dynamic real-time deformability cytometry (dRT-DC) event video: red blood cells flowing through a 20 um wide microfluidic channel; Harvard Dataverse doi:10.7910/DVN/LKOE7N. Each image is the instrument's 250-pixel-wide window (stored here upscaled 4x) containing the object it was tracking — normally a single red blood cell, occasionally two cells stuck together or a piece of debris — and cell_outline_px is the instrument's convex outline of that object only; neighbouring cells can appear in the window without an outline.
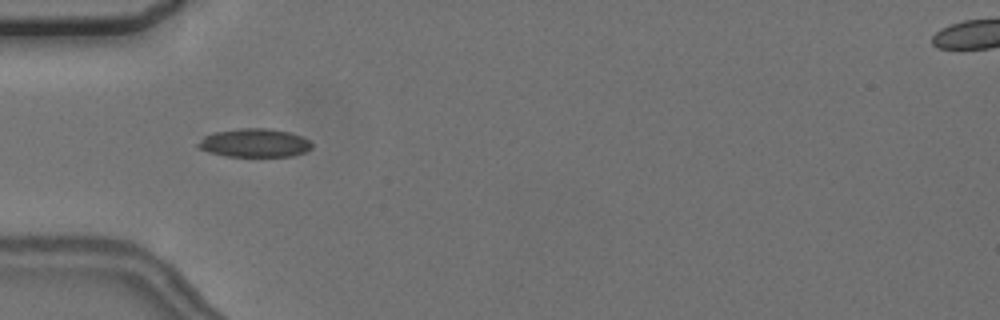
{"species": "common noctule bat (a hibernating species)", "species_latin": "Nyctalus noctula", "temperature_condition": "cold", "stored_images_in_passage": 8, "camera_frame_rate_fps": 3000, "um_per_image_px": 0.085, "animal": {"sex": "female", "body_mass_g": 24.6, "forearm_length_mm": 56.2}, "frame": {"image": 1, "passage_image": 5, "time_ms": 4.667, "image_size_px": [1000, 320], "cell_outline_px": [[312, 148], [304, 152], [292, 156], [224, 156], [208, 152], [200, 148], [196, 144], [204, 136], [212, 132], [240, 128], [268, 128], [292, 132], [308, 140], [312, 144]], "centroid_in_image_um": [21.62, 12.14], "position_along_channel_um": 63.4, "area_um2": 18.96}}
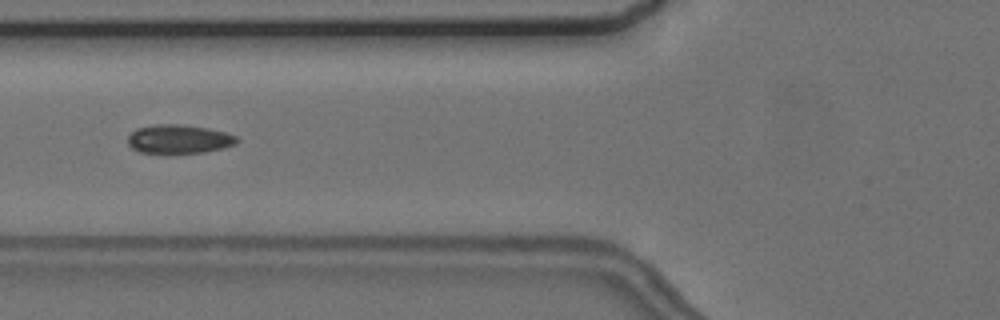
{"frame": {"image": 2, "passage_image": 6, "time_ms": 6.0, "image_size_px": [1000, 320], "cell_outline_px": [[240, 140], [236, 144], [224, 148], [204, 152], [168, 156], [140, 152], [132, 148], [128, 144], [128, 136], [136, 128], [156, 124], [184, 124], [208, 128], [224, 132], [236, 136]], "centroid_in_image_um": [15.19, 11.86], "position_along_channel_um": 110.6, "area_um2": 19.13}}